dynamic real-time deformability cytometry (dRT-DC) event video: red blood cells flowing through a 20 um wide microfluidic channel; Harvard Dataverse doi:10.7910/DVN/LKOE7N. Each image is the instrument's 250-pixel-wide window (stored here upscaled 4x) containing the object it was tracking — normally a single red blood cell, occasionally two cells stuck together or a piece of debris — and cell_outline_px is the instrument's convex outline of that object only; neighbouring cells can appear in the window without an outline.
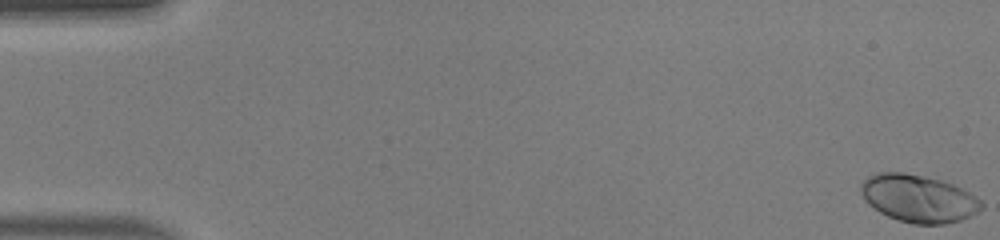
{"species": "human", "species_latin": "Homo sapiens", "temperature_condition": "warm", "stored_images_in_passage": 50, "camera_frame_rate_fps": 3000, "um_per_image_px": 0.085, "donor": {"sex": "male"}, "frame": {"image": 1, "passage_image": 1, "time_ms": 0.0, "image_size_px": [1000, 240], "cell_outline_px": [[984, 208], [960, 220], [944, 224], [912, 224], [888, 216], [880, 212], [868, 204], [864, 200], [860, 192], [860, 184], [868, 176], [876, 172], [904, 172], [940, 180], [952, 184], [976, 196], [984, 204]], "centroid_in_image_um": [78.04, 16.86], "position_along_channel_um": 7.0, "area_um2": 33.29}}
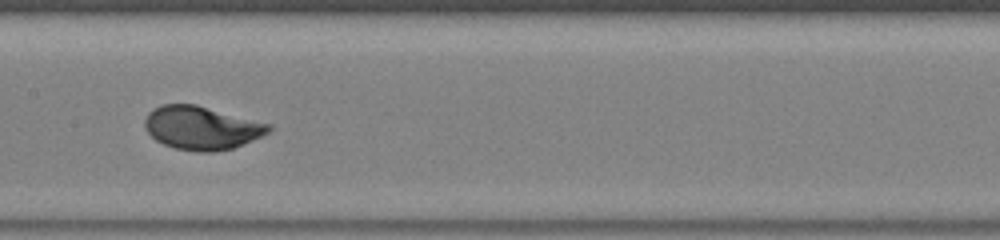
{"frame": {"image": 2, "passage_image": 26, "time_ms": 8.333, "image_size_px": [1000, 240], "cell_outline_px": [[272, 128], [268, 132], [260, 136], [232, 148], [212, 152], [196, 152], [176, 148], [164, 144], [156, 140], [144, 128], [144, 120], [148, 112], [160, 104], [196, 104], [272, 124]], "centroid_in_image_um": [17.11, 10.85], "position_along_channel_um": 190.3, "area_um2": 31.27}}
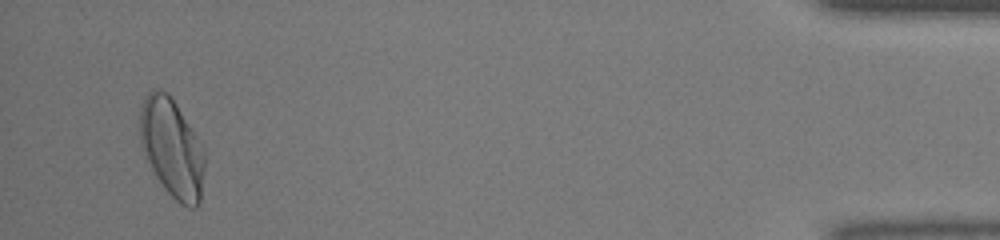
{"frame": {"image": 3, "passage_image": 48, "time_ms": 15.667, "image_size_px": [1000, 240], "cell_outline_px": [[204, 168], [200, 204], [196, 208], [188, 208], [180, 204], [164, 188], [152, 172], [144, 156], [140, 144], [140, 104], [148, 92], [152, 88], [156, 88], [168, 92], [200, 140], [204, 148]], "centroid_in_image_um": [14.6, 12.58], "position_along_channel_um": 420.6, "area_um2": 37.74}, "authors_computed_cell_mechanics": {"area_um2": 31.6744, "velocity_mm_per_s": 4.1947, "shape_relaxation_time_tau1_ms": 2.2922, "shape_relaxation_time_tau2_ms": null, "deformation_change_tau1": 0.1701, "deformation_change_tau2": null}}